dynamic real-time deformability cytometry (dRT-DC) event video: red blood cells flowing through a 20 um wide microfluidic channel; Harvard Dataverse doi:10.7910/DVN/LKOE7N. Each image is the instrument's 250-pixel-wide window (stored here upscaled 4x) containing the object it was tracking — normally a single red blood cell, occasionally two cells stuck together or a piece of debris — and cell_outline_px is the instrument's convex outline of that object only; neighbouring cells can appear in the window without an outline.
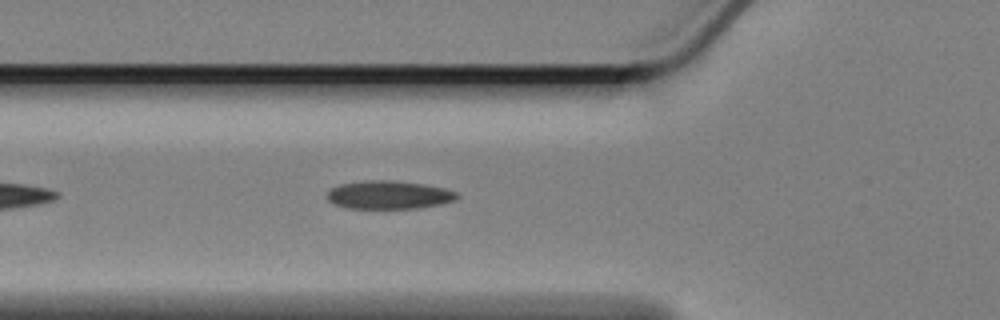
{"species": "Egyptian fruit bat (a non-hibernating species)", "species_latin": "Rousettus aegyptiacus", "temperature_condition": "cold", "stored_images_in_passage": 19, "camera_frame_rate_fps": 3000, "um_per_image_px": 0.085, "animal": {"sex": "female"}, "frame": {"image": 1, "passage_image": 7, "time_ms": 2.0, "image_size_px": [1000, 320], "cell_outline_px": [[460, 196], [456, 200], [440, 204], [416, 208], [348, 208], [336, 204], [328, 200], [328, 192], [332, 188], [340, 184], [364, 180], [392, 180], [424, 184], [444, 188], [456, 192]], "centroid_in_image_um": [33.08, 16.55], "position_along_channel_um": 92.7, "area_um2": 21.27}}
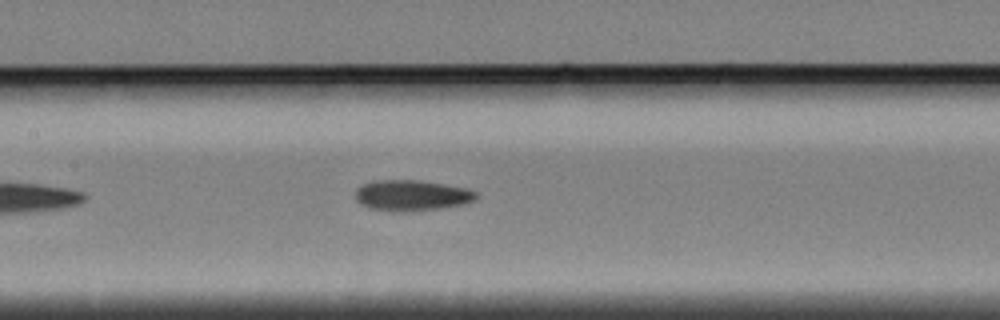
{"frame": {"image": 2, "passage_image": 14, "time_ms": 4.333, "image_size_px": [1000, 320], "cell_outline_px": [[480, 196], [476, 200], [460, 204], [440, 208], [368, 208], [360, 204], [356, 200], [356, 188], [372, 180], [420, 180], [468, 188], [476, 192]], "centroid_in_image_um": [35.03, 16.54], "position_along_channel_um": 172.4, "area_um2": 20.69}}
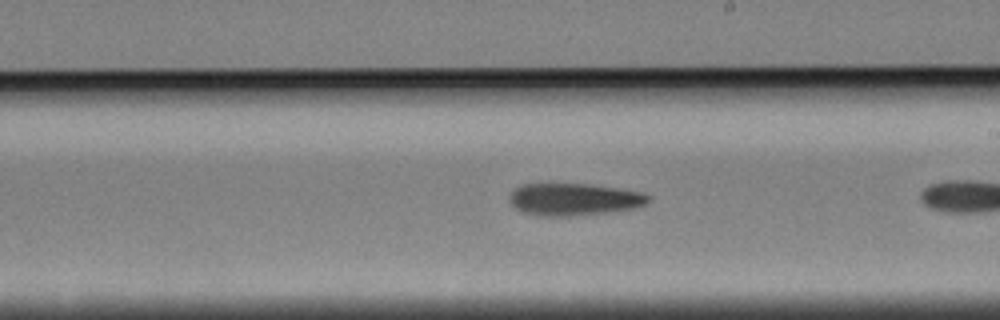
{"frame": {"image": 3, "passage_image": 17, "time_ms": 5.333, "image_size_px": [1000, 320], "cell_outline_px": [[652, 196], [644, 204], [632, 208], [608, 212], [568, 216], [540, 216], [524, 212], [516, 208], [508, 200], [512, 192], [520, 184], [552, 180], [588, 184], [620, 188], [644, 192]], "centroid_in_image_um": [48.73, 16.88], "position_along_channel_um": 240.3, "area_um2": 26.93}}